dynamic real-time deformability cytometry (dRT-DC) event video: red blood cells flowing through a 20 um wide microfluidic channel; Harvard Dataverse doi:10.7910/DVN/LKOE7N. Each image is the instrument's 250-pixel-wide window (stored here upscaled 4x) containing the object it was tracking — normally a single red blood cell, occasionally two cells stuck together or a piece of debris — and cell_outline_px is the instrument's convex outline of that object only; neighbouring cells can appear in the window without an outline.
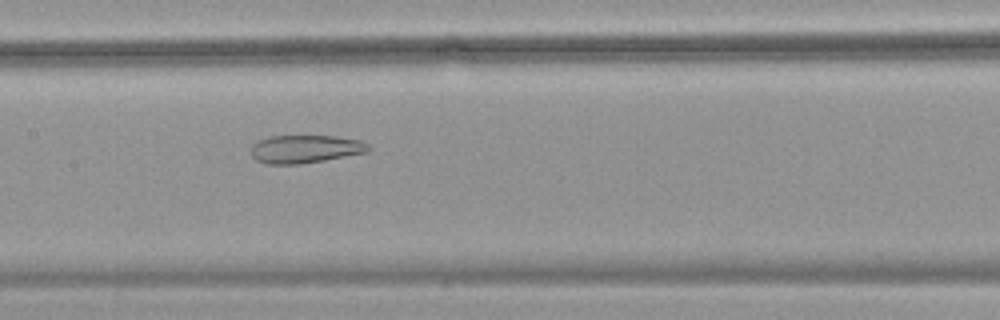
{"species": "common noctule bat (a hibernating species)", "species_latin": "Nyctalus noctula", "temperature_condition": "warm", "stored_images_in_passage": 48, "camera_frame_rate_fps": 3000, "um_per_image_px": 0.085, "animal": {"sex": "female", "body_mass_g": 18.4}, "frame": {"image": 1, "passage_image": 21, "time_ms": 6.667, "image_size_px": [1000, 320], "cell_outline_px": [[372, 148], [368, 152], [324, 160], [300, 164], [268, 164], [256, 160], [252, 156], [252, 144], [260, 140], [272, 136], [336, 136], [360, 140], [368, 144]], "centroid_in_image_um": [25.98, 12.66], "position_along_channel_um": 181.4, "area_um2": 19.13}}
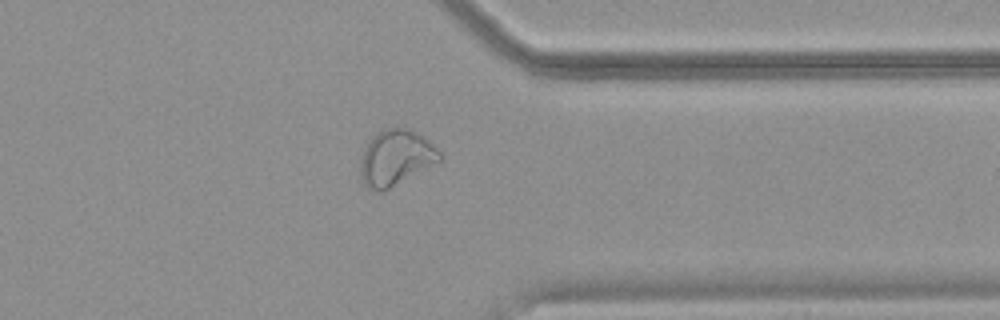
{"frame": {"image": 2, "passage_image": 37, "time_ms": 12.0, "image_size_px": [1000, 320], "cell_outline_px": [[444, 156], [440, 160], [388, 188], [380, 192], [368, 188], [360, 176], [360, 160], [364, 148], [368, 140], [380, 128], [396, 124], [412, 128], [424, 136]], "centroid_in_image_um": [33.61, 13.31], "position_along_channel_um": 377.8, "area_um2": 26.01}}
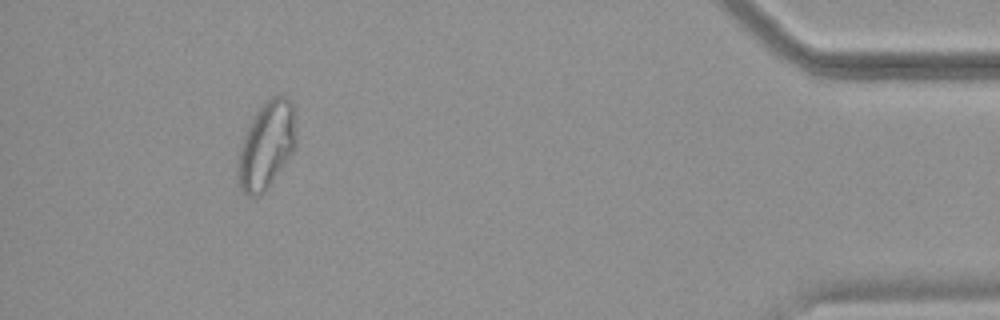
{"frame": {"image": 3, "passage_image": 44, "time_ms": 14.333, "image_size_px": [1000, 320], "cell_outline_px": [[296, 144], [292, 152], [264, 192], [260, 196], [248, 196], [236, 184], [236, 160], [240, 144], [256, 112], [272, 96], [284, 96], [292, 104], [296, 132]], "centroid_in_image_um": [22.6, 12.41], "position_along_channel_um": 412.6, "area_um2": 29.42}, "authors_computed_cell_mechanics": {"area_um2": 26.5013, "velocity_mm_per_s": 3.7491, "shape_relaxation_time_tau1_ms": null, "shape_relaxation_time_tau2_ms": 2.016, "deformation_change_tau1": null, "deformation_change_tau2": 0.0917}}